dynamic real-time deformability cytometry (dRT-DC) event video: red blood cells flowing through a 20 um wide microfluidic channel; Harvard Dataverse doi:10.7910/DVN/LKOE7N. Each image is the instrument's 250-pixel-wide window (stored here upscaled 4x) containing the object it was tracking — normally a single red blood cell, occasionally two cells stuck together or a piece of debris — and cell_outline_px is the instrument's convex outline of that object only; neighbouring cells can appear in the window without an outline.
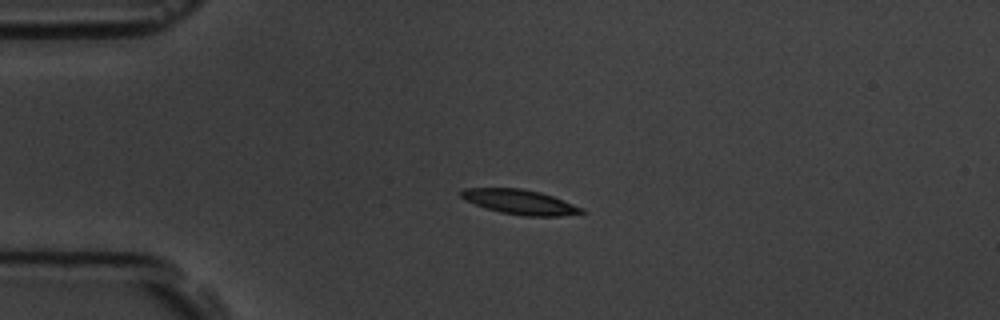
{"species": "common noctule bat (a hibernating species)", "species_latin": "Nyctalus noctula", "temperature_condition": "room temperature", "stored_images_in_passage": 45, "camera_frame_rate_fps": 3000, "um_per_image_px": 0.085, "animal": {"sex": "male", "body_mass_g": 19.5, "forearm_length_mm": 54.6}, "frame": {"image": 1, "passage_image": 1, "time_ms": 0.0, "image_size_px": [1000, 320], "cell_outline_px": [[588, 212], [560, 216], [524, 216], [500, 212], [476, 204], [460, 196], [460, 192], [464, 188], [520, 188], [540, 192], [552, 196], [584, 208]], "centroid_in_image_um": [44.25, 17.17], "position_along_channel_um": 40.8, "area_um2": 17.17}}
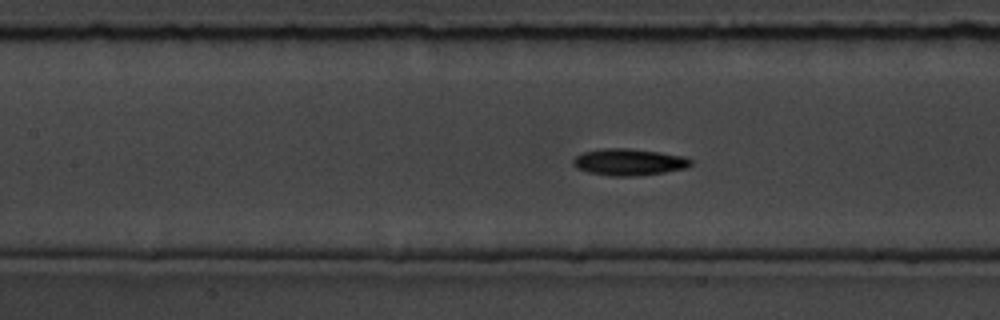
{"frame": {"image": 2, "passage_image": 13, "time_ms": 4.0, "image_size_px": [1000, 320], "cell_outline_px": [[692, 164], [688, 168], [664, 172], [636, 176], [612, 176], [588, 172], [576, 168], [572, 164], [572, 160], [576, 156], [584, 152], [604, 148], [628, 148], [660, 152], [684, 156], [692, 160]], "centroid_in_image_um": [53.47, 13.77], "position_along_channel_um": 153.9, "area_um2": 18.38}}
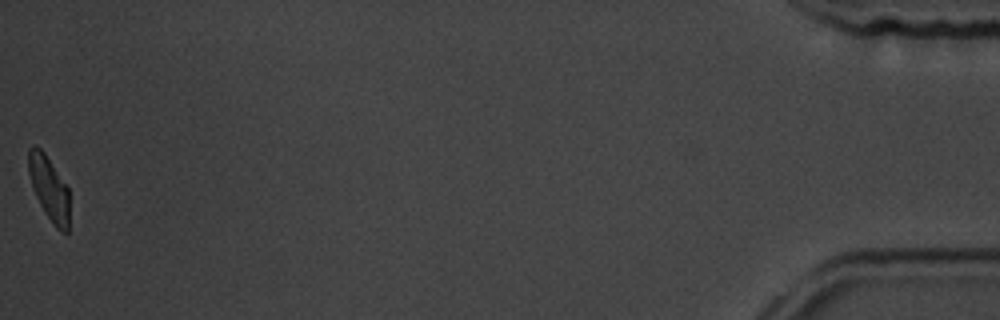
{"frame": {"image": 3, "passage_image": 45, "time_ms": 14.667, "image_size_px": [1000, 320], "cell_outline_px": [[68, 232], [60, 232], [56, 228], [40, 204], [32, 188], [28, 172], [28, 148], [32, 144], [40, 148], [44, 152], [68, 188]], "centroid_in_image_um": [4.14, 15.97], "position_along_channel_um": 431.1, "area_um2": 15.09}, "authors_computed_cell_mechanics": {"area_um2": 17.1666, "velocity_mm_per_s": 3.5358, "shape_relaxation_time_tau1_ms": 3.3846, "shape_relaxation_time_tau2_ms": 7.8181, "deformation_change_tau1": 0.1322, "deformation_change_tau2": 0.1319}}